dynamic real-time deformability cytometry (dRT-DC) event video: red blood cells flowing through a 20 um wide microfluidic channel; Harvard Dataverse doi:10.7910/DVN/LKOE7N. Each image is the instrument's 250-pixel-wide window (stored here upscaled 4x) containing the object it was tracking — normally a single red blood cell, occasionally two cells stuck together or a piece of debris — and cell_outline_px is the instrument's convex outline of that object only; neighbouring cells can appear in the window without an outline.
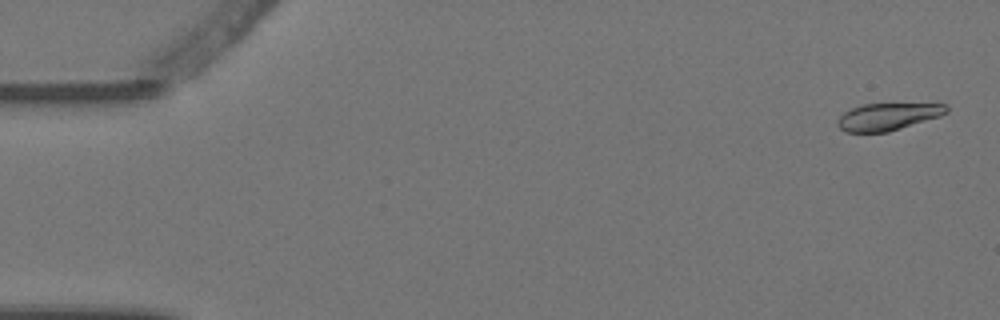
{"species": "Egyptian fruit bat (a non-hibernating species)", "species_latin": "Rousettus aegyptiacus", "temperature_condition": "warm", "stored_images_in_passage": 5, "camera_frame_rate_fps": 3000, "um_per_image_px": 0.085, "animal": {"sex": "female"}, "frame": {"image": 1, "passage_image": 1, "time_ms": 0.0, "image_size_px": [1000, 320], "cell_outline_px": [[948, 112], [940, 116], [888, 132], [844, 132], [836, 124], [836, 120], [844, 112], [852, 108], [864, 104], [948, 104]], "centroid_in_image_um": [75.44, 9.92], "position_along_channel_um": 9.6, "area_um2": 17.17}}
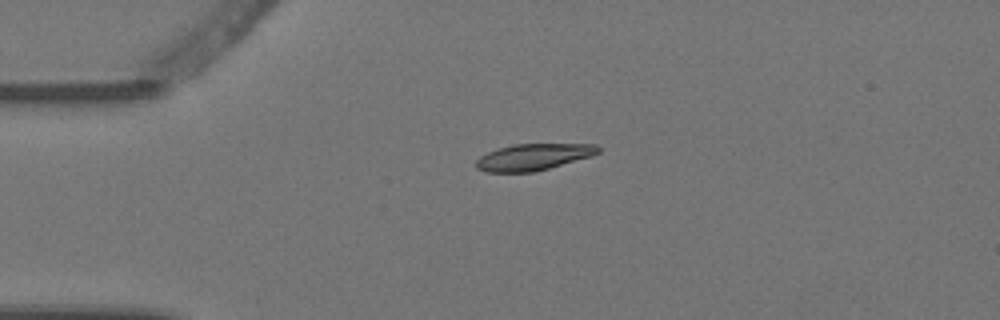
{"frame": {"image": 2, "passage_image": 3, "time_ms": 0.667, "image_size_px": [1000, 320], "cell_outline_px": [[600, 152], [592, 156], [548, 168], [532, 172], [484, 172], [476, 168], [476, 160], [480, 156], [488, 152], [512, 144], [596, 144], [600, 148]], "centroid_in_image_um": [45.33, 13.34], "position_along_channel_um": 39.7, "area_um2": 18.79}}
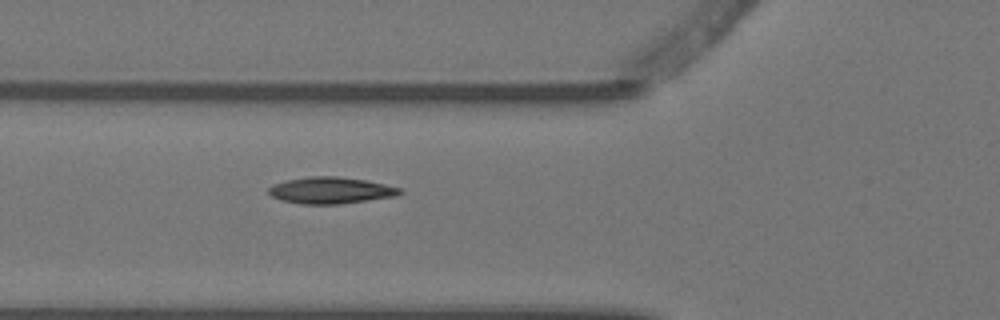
{"frame": {"image": 3, "passage_image": 5, "time_ms": 1.333, "image_size_px": [1000, 320], "cell_outline_px": [[404, 192], [396, 196], [340, 204], [300, 204], [280, 200], [272, 196], [268, 192], [268, 188], [272, 184], [288, 180], [308, 176], [336, 176], [364, 180], [384, 184], [400, 188]], "centroid_in_image_um": [28.09, 16.18], "position_along_channel_um": 97.7, "area_um2": 20.29}}